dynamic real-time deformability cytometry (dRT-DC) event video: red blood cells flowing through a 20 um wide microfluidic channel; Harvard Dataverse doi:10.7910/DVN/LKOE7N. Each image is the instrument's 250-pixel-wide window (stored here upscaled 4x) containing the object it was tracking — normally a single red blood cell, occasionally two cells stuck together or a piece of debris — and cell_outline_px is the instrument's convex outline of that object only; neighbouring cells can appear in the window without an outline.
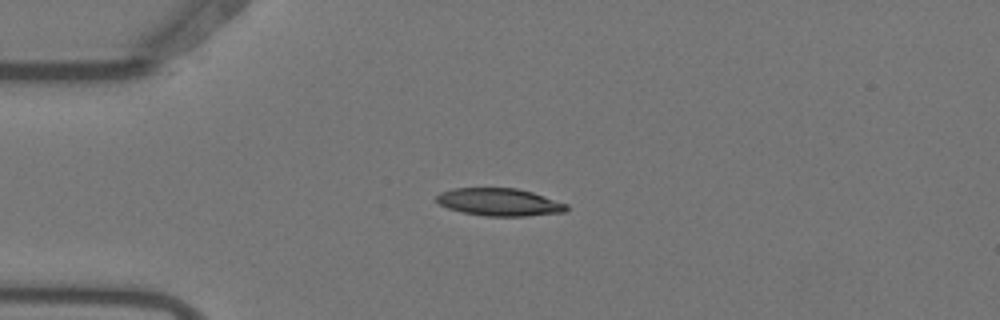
{"species": "Egyptian fruit bat (a non-hibernating species)", "species_latin": "Rousettus aegyptiacus", "temperature_condition": "warm", "stored_images_in_passage": 7, "camera_frame_rate_fps": 3000, "um_per_image_px": 0.085, "animal": {"sex": "female"}, "frame": {"image": 1, "passage_image": 4, "time_ms": 1.0, "image_size_px": [1000, 320], "cell_outline_px": [[568, 208], [564, 212], [528, 216], [484, 216], [464, 212], [448, 208], [440, 204], [436, 200], [436, 196], [440, 192], [452, 188], [516, 188], [532, 192], [568, 204]], "centroid_in_image_um": [42.45, 17.17], "position_along_channel_um": 42.6, "area_um2": 20.87}}
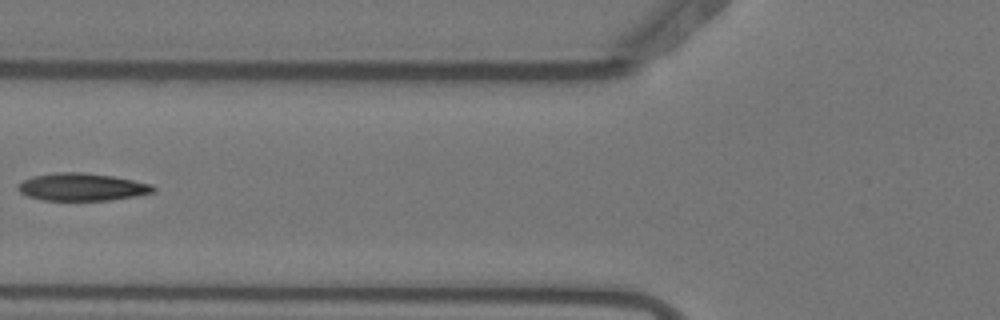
{"frame": {"image": 2, "passage_image": 6, "time_ms": 1.667, "image_size_px": [1000, 320], "cell_outline_px": [[156, 192], [136, 196], [108, 200], [44, 200], [28, 196], [20, 192], [16, 188], [24, 180], [32, 176], [56, 172], [84, 172], [112, 176], [152, 184], [156, 188]], "centroid_in_image_um": [6.99, 15.89], "position_along_channel_um": 118.8, "area_um2": 21.68}}
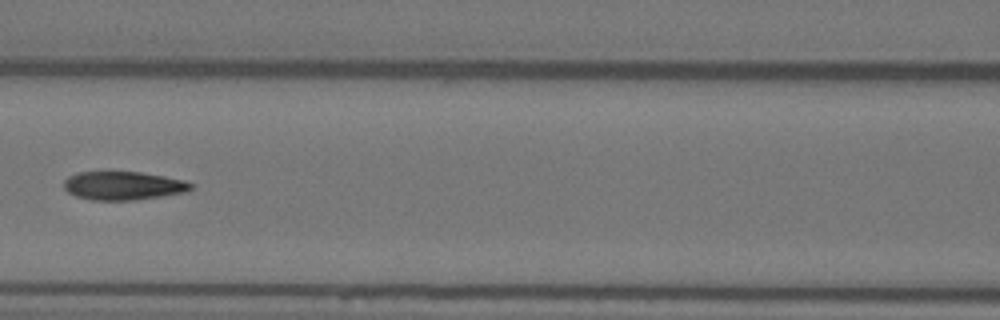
{"frame": {"image": 3, "passage_image": 7, "time_ms": 2.0, "image_size_px": [1000, 320], "cell_outline_px": [[192, 188], [188, 192], [136, 200], [92, 200], [76, 196], [68, 192], [64, 188], [64, 180], [68, 176], [80, 172], [140, 172], [164, 176], [184, 180], [192, 184]], "centroid_in_image_um": [10.48, 15.79], "position_along_channel_um": 156.1, "area_um2": 21.1}}